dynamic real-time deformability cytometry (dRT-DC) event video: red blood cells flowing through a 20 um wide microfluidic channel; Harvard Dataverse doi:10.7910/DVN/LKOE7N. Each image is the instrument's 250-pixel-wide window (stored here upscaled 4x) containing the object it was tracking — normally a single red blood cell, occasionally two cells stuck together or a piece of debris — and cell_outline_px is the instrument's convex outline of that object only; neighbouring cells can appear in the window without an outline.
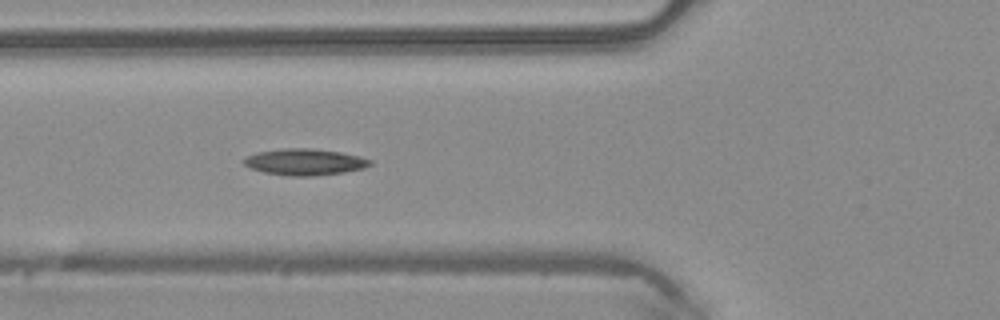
{"species": "common noctule bat (a hibernating species)", "species_latin": "Nyctalus noctula", "temperature_condition": "warm", "stored_images_in_passage": 16, "camera_frame_rate_fps": 3000, "um_per_image_px": 0.085, "animal": {"sex": "male", "body_mass_g": 20.4}, "frame": {"image": 1, "passage_image": 7, "time_ms": 2.0, "image_size_px": [1000, 320], "cell_outline_px": [[372, 164], [364, 168], [344, 172], [312, 176], [288, 176], [264, 172], [252, 168], [244, 164], [244, 156], [256, 152], [284, 148], [312, 148], [340, 152], [360, 156], [372, 160]], "centroid_in_image_um": [25.9, 13.76], "position_along_channel_um": 99.9, "area_um2": 19.48}}
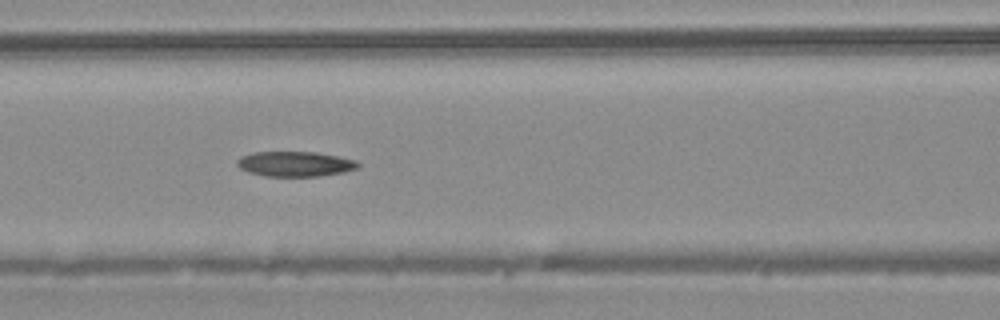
{"frame": {"image": 2, "passage_image": 10, "time_ms": 3.0, "image_size_px": [1000, 320], "cell_outline_px": [[360, 164], [356, 168], [344, 172], [320, 176], [264, 176], [248, 172], [240, 168], [236, 164], [236, 160], [240, 156], [252, 152], [316, 152], [356, 160]], "centroid_in_image_um": [25.04, 13.93], "position_along_channel_um": 141.6, "area_um2": 17.69}}